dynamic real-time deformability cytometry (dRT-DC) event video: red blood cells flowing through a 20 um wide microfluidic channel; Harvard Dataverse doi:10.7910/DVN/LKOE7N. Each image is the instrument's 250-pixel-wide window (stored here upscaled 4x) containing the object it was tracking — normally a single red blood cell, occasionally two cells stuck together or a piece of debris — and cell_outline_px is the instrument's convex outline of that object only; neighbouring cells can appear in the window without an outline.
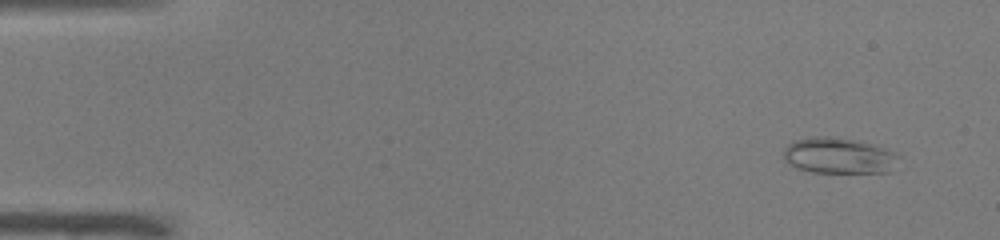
{"species": "common noctule bat (a hibernating species)", "species_latin": "Nyctalus noctula", "temperature_condition": "warm", "stored_images_in_passage": 48, "camera_frame_rate_fps": 3000, "um_per_image_px": 0.085, "animal": {"sex": "male", "body_mass_g": 19.0, "forearm_length_mm": 50.8}, "frame": {"image": 1, "passage_image": 1, "time_ms": 0.0, "image_size_px": [1000, 240], "cell_outline_px": [[900, 156], [892, 172], [812, 172], [796, 168], [784, 160], [784, 148], [788, 144], [796, 140], [816, 136], [836, 136], [860, 140], [896, 152]], "centroid_in_image_um": [71.33, 13.22], "position_along_channel_um": 13.7, "area_um2": 24.39}}
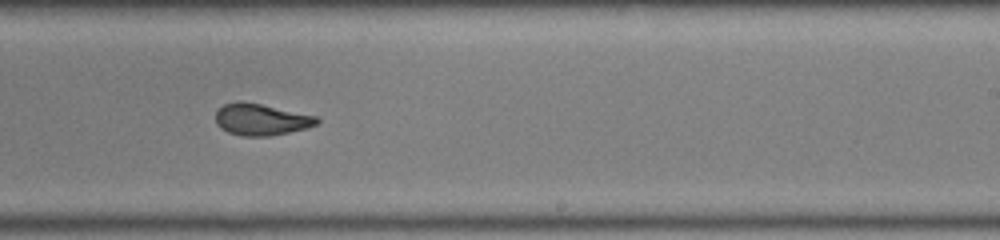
{"frame": {"image": 2, "passage_image": 29, "time_ms": 9.333, "image_size_px": [1000, 240], "cell_outline_px": [[320, 124], [308, 128], [268, 136], [240, 136], [228, 132], [220, 128], [216, 124], [216, 112], [224, 104], [260, 104], [320, 116]], "centroid_in_image_um": [22.29, 10.2], "position_along_channel_um": 266.7, "area_um2": 18.38}}
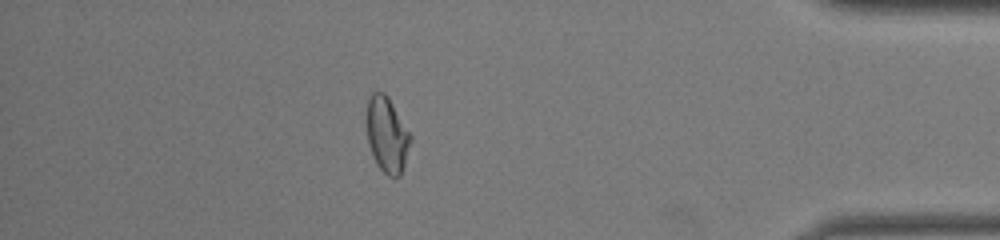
{"frame": {"image": 3, "passage_image": 42, "time_ms": 13.667, "image_size_px": [1000, 240], "cell_outline_px": [[412, 140], [400, 176], [388, 176], [376, 164], [372, 156], [368, 144], [364, 120], [368, 96], [372, 92], [384, 92], [388, 96], [412, 136]], "centroid_in_image_um": [32.85, 11.41], "position_along_channel_um": 402.4, "area_um2": 19.83}, "authors_computed_cell_mechanics": {"area_um2": 19.7387, "velocity_mm_per_s": 4.0132, "shape_relaxation_time_tau1_ms": null, "shape_relaxation_time_tau2_ms": 1.5602, "deformation_change_tau1": null, "deformation_change_tau2": 0.0657}}